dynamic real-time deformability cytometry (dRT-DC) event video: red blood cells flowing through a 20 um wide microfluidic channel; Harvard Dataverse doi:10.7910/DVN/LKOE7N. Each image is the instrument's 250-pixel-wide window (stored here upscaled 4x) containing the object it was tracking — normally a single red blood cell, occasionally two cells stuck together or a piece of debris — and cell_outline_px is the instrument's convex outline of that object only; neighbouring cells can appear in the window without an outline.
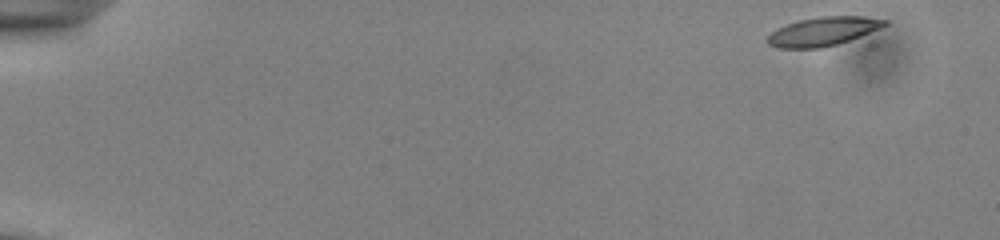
{"species": "common noctule bat (a hibernating species)", "species_latin": "Nyctalus noctula", "temperature_condition": "cold", "stored_images_in_passage": 51, "camera_frame_rate_fps": 3000, "um_per_image_px": 0.085, "animal": {"sex": "male", "body_mass_g": 13.0, "forearm_length_mm": 53.1}, "frame": {"image": 1, "passage_image": 1, "time_ms": 0.0, "image_size_px": [1000, 240], "cell_outline_px": [[888, 24], [880, 28], [860, 36], [836, 44], [820, 48], [776, 48], [768, 44], [768, 36], [772, 32], [788, 24], [800, 20], [820, 16], [860, 16], [888, 20]], "centroid_in_image_um": [69.97, 2.67], "position_along_channel_um": 15.0, "area_um2": 19.31}}
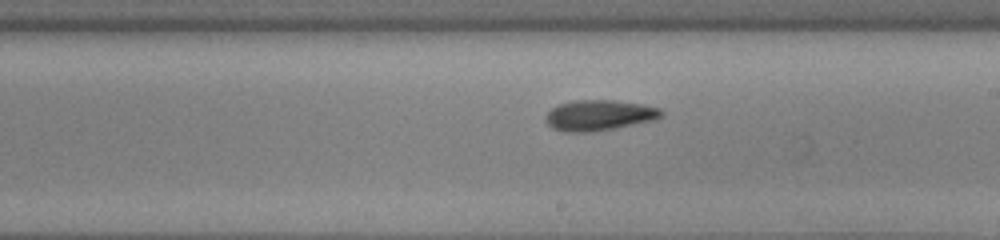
{"frame": {"image": 2, "passage_image": 30, "time_ms": 9.667, "image_size_px": [1000, 240], "cell_outline_px": [[664, 116], [656, 120], [612, 128], [588, 132], [564, 132], [552, 128], [544, 120], [548, 112], [552, 108], [560, 104], [572, 100], [612, 100], [640, 104], [660, 108], [664, 112]], "centroid_in_image_um": [50.93, 9.79], "position_along_channel_um": 238.1, "area_um2": 20.58}}
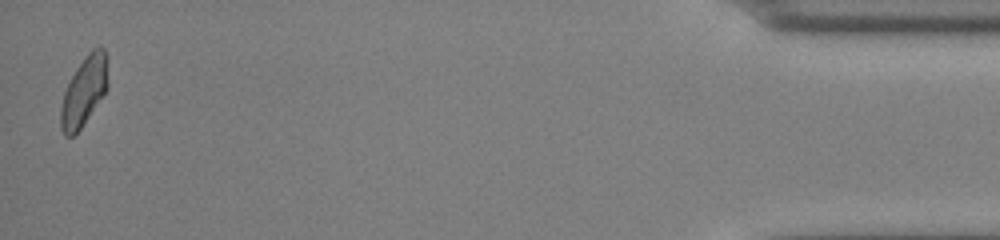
{"frame": {"image": 3, "passage_image": 51, "time_ms": 16.667, "image_size_px": [1000, 240], "cell_outline_px": [[108, 88], [80, 128], [72, 136], [64, 136], [60, 128], [60, 108], [64, 92], [76, 68], [84, 56], [92, 48], [100, 44], [104, 48], [108, 56]], "centroid_in_image_um": [7.17, 7.68], "position_along_channel_um": 428.0, "area_um2": 19.25}, "authors_computed_cell_mechanics": {"area_um2": 19.941, "velocity_mm_per_s": 3.8513, "shape_relaxation_time_tau1_ms": 6.1697, "shape_relaxation_time_tau2_ms": 4.4573, "deformation_change_tau1": 0.1685, "deformation_change_tau2": 0.1017}}